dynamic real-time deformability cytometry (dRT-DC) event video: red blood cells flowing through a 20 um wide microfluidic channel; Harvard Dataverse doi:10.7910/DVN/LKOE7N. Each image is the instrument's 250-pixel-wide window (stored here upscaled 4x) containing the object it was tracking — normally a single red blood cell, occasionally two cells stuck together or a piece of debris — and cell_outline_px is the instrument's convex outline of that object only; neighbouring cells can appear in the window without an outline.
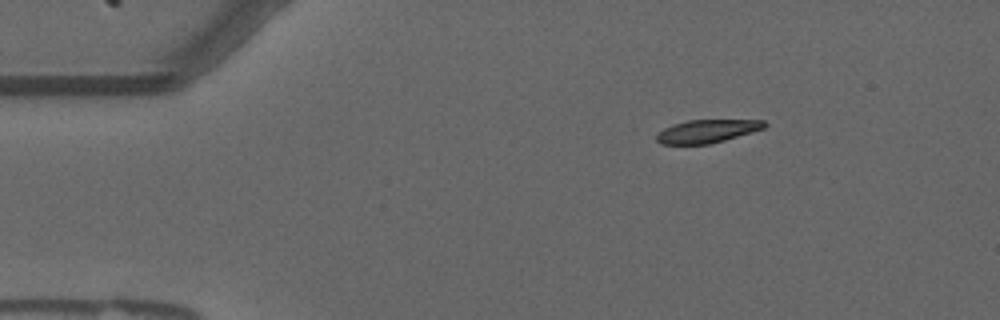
{"species": "common noctule bat (a hibernating species)", "species_latin": "Nyctalus noctula", "temperature_condition": "warm", "stored_images_in_passage": 48, "camera_frame_rate_fps": 3000, "um_per_image_px": 0.085, "animal": {"sex": "male", "forearm_length_mm": 52.5}, "frame": {"image": 1, "passage_image": 1, "time_ms": 0.0, "image_size_px": [1000, 320], "cell_outline_px": [[768, 124], [764, 128], [752, 132], [724, 140], [708, 144], [660, 144], [656, 140], [656, 136], [664, 128], [672, 124], [688, 120], [764, 120]], "centroid_in_image_um": [60.1, 11.14], "position_along_channel_um": 24.9, "area_um2": 14.45}}
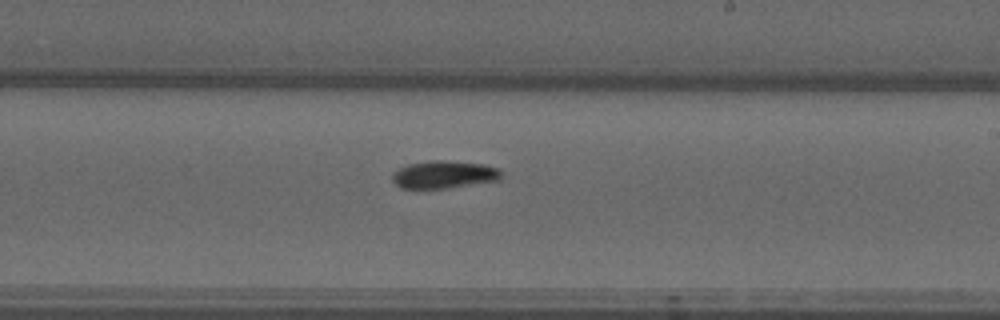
{"frame": {"image": 2, "passage_image": 25, "time_ms": 8.0, "image_size_px": [1000, 320], "cell_outline_px": [[504, 176], [500, 180], [448, 188], [400, 188], [392, 180], [392, 172], [408, 164], [432, 160], [444, 160], [484, 164], [500, 168]], "centroid_in_image_um": [37.78, 14.83], "position_along_channel_um": 251.2, "area_um2": 17.74}}
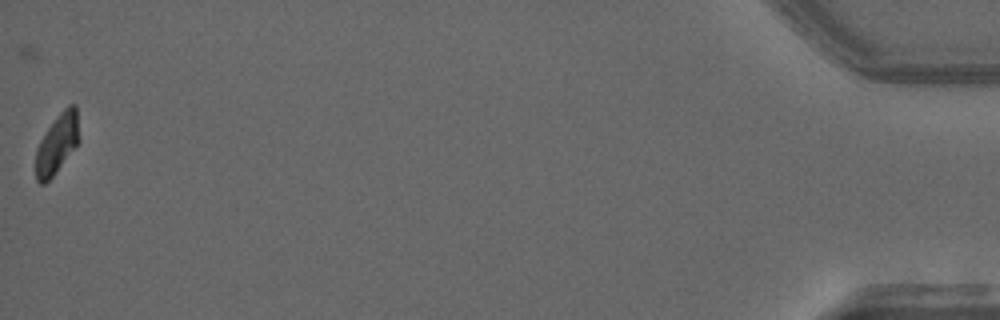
{"frame": {"image": 3, "passage_image": 48, "time_ms": 15.667, "image_size_px": [1000, 320], "cell_outline_px": [[80, 140], [52, 176], [44, 184], [40, 184], [36, 180], [36, 148], [40, 140], [56, 116], [68, 104], [76, 104]], "centroid_in_image_um": [4.86, 12.18], "position_along_channel_um": 430.3, "area_um2": 14.91}, "authors_computed_cell_mechanics": {"area_um2": 16.5886, "velocity_mm_per_s": 3.6858, "shape_relaxation_time_tau1_ms": 5.911, "shape_relaxation_time_tau2_ms": null, "deformation_change_tau1": 0.1983, "deformation_change_tau2": null}}